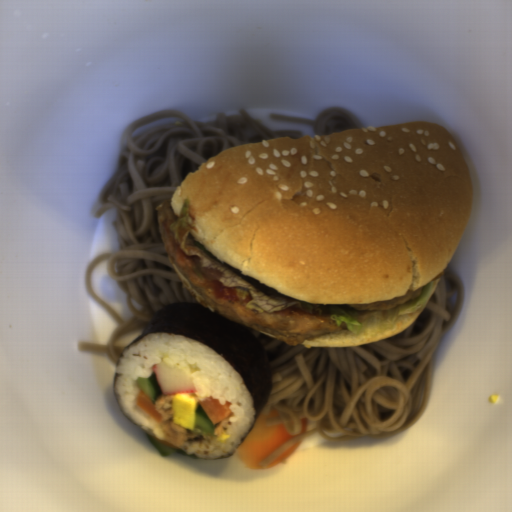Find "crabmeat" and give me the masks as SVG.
I'll list each match as a JSON object with an SVG mask.
<instances>
[{
    "instance_id": "f7934b28",
    "label": "crabmeat",
    "mask_w": 512,
    "mask_h": 512,
    "mask_svg": "<svg viewBox=\"0 0 512 512\" xmlns=\"http://www.w3.org/2000/svg\"><path fill=\"white\" fill-rule=\"evenodd\" d=\"M151 369L161 393L165 396H174L176 393L193 394L196 392L191 375L179 367L171 366L162 360L155 363Z\"/></svg>"
}]
</instances>
